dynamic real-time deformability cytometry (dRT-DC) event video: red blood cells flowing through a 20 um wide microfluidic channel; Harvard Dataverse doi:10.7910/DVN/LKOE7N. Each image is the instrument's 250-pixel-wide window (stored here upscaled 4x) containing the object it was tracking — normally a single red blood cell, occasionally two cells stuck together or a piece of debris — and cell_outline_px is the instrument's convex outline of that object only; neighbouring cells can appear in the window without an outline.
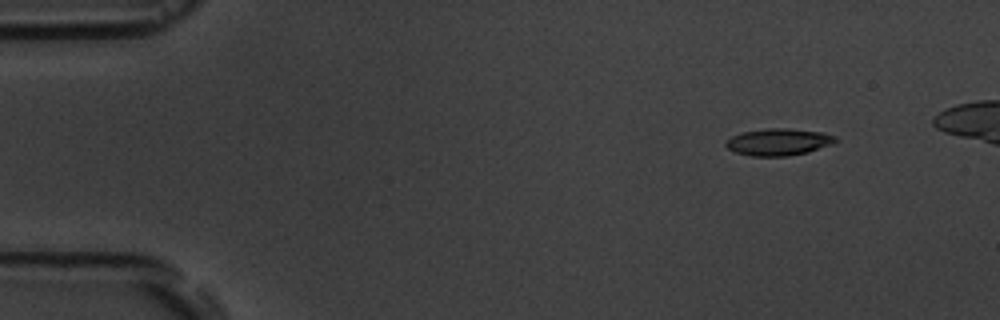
{"species": "common noctule bat (a hibernating species)", "species_latin": "Nyctalus noctula", "temperature_condition": "room temperature", "stored_images_in_passage": 6, "camera_frame_rate_fps": 3000, "um_per_image_px": 0.085, "animal": {"sex": "male", "body_mass_g": 19.5, "forearm_length_mm": 54.6}, "frame": {"image": 1, "passage_image": 3, "time_ms": 2.0, "image_size_px": [1000, 320], "cell_outline_px": [[840, 140], [832, 144], [808, 152], [788, 156], [752, 156], [736, 152], [728, 148], [724, 144], [732, 136], [744, 132], [764, 128], [788, 128], [824, 132], [836, 136]], "centroid_in_image_um": [66.23, 12.06], "position_along_channel_um": 18.8, "area_um2": 17.28}}